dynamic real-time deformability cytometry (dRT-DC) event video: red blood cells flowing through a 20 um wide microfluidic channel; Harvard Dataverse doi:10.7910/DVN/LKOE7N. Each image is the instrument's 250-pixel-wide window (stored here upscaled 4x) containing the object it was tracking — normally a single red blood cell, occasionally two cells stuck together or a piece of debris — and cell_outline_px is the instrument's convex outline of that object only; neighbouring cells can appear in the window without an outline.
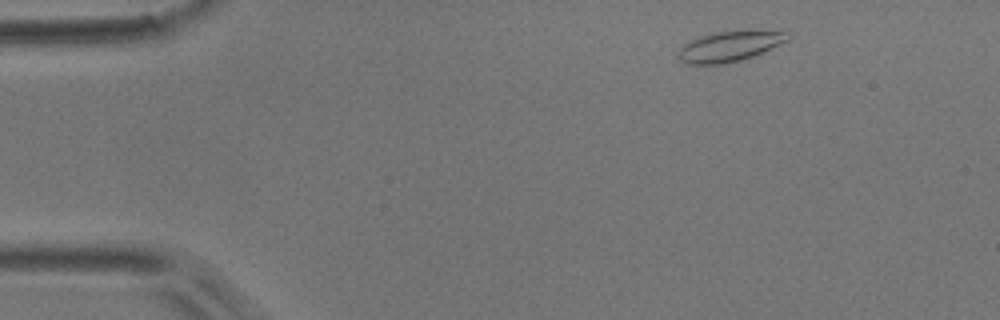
{"species": "common noctule bat (a hibernating species)", "species_latin": "Nyctalus noctula", "temperature_condition": "room temperature", "stored_images_in_passage": 8, "camera_frame_rate_fps": 3000, "um_per_image_px": 0.085, "animal": {"sex": "male", "body_mass_g": 17.9}, "frame": {"image": 1, "passage_image": 1, "time_ms": 0.0, "image_size_px": [1000, 320], "cell_outline_px": [[792, 36], [788, 40], [764, 52], [740, 60], [724, 64], [688, 64], [680, 60], [676, 56], [680, 48], [684, 44], [700, 36], [716, 32], [788, 32]], "centroid_in_image_um": [61.97, 3.97], "position_along_channel_um": 23.0, "area_um2": 18.84}}
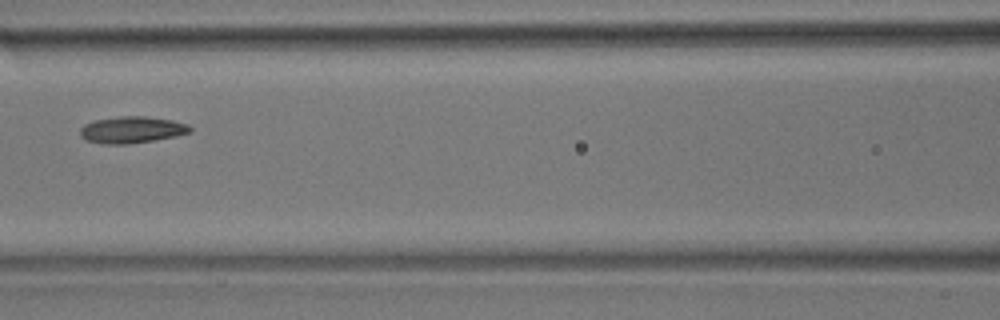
{"frame": {"image": 2, "passage_image": 5, "time_ms": 5.667, "image_size_px": [1000, 320], "cell_outline_px": [[192, 132], [176, 136], [128, 144], [100, 144], [84, 140], [80, 136], [80, 128], [84, 124], [96, 120], [120, 116], [144, 116], [172, 120], [188, 124], [192, 128]], "centroid_in_image_um": [11.18, 11.04], "position_along_channel_um": 155.4, "area_um2": 17.17}}
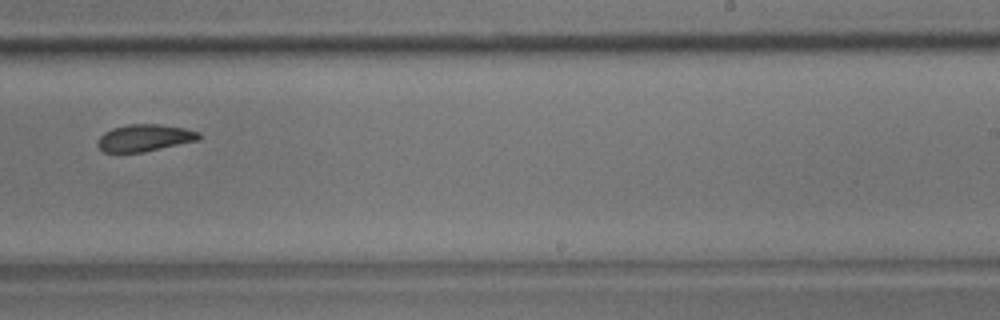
{"frame": {"image": 3, "passage_image": 8, "time_ms": 9.0, "image_size_px": [1000, 320], "cell_outline_px": [[200, 140], [144, 152], [104, 152], [96, 144], [96, 140], [104, 132], [112, 128], [128, 124], [160, 124], [184, 128], [200, 132]], "centroid_in_image_um": [12.29, 11.71], "position_along_channel_um": 276.7, "area_um2": 16.07}}